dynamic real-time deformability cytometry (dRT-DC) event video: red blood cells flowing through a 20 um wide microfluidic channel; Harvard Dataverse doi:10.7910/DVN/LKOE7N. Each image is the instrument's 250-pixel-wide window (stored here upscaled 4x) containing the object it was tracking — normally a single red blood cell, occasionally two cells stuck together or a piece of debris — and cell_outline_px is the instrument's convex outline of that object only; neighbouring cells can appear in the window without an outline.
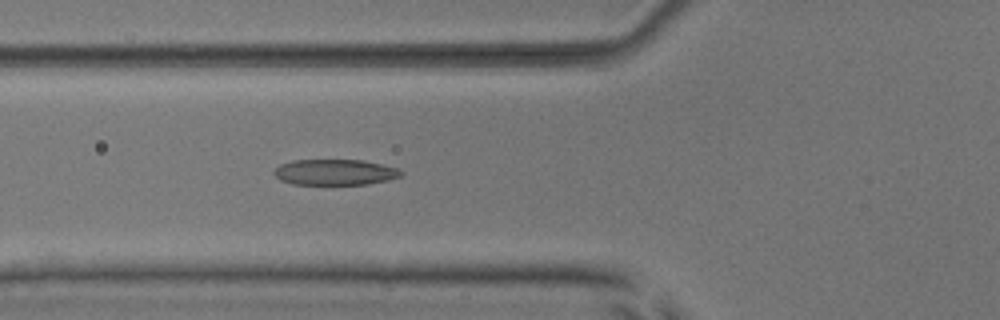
{"species": "common noctule bat (a hibernating species)", "species_latin": "Nyctalus noctula", "temperature_condition": "room temperature", "stored_images_in_passage": 53, "camera_frame_rate_fps": 3000, "um_per_image_px": 0.085, "animal": {"sex": "male", "body_mass_g": 17.9, "forearm_length_mm": 54.2}, "frame": {"image": 1, "passage_image": 20, "time_ms": 6.333, "image_size_px": [1000, 320], "cell_outline_px": [[404, 172], [400, 176], [388, 180], [368, 184], [292, 184], [280, 180], [272, 172], [280, 164], [292, 160], [364, 160], [396, 168]], "centroid_in_image_um": [28.45, 14.63], "position_along_channel_um": 97.4, "area_um2": 19.02}}
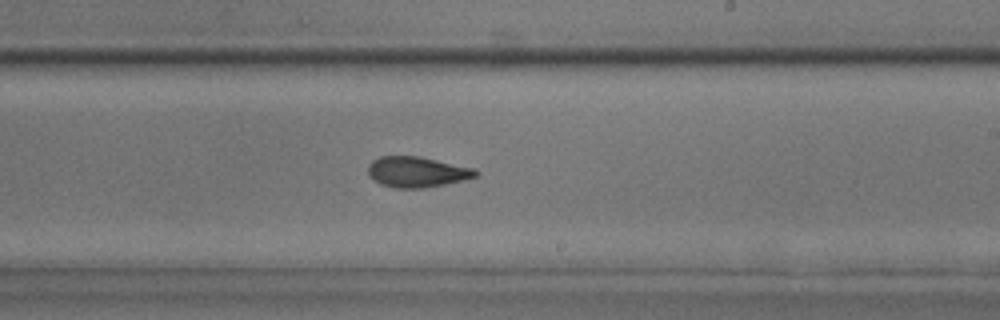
{"frame": {"image": 2, "passage_image": 32, "time_ms": 10.333, "image_size_px": [1000, 320], "cell_outline_px": [[480, 172], [476, 176], [464, 180], [444, 184], [420, 188], [396, 188], [380, 184], [368, 176], [368, 164], [372, 160], [380, 156], [420, 156], [472, 168]], "centroid_in_image_um": [35.39, 14.61], "position_along_channel_um": 253.6, "area_um2": 19.13}}
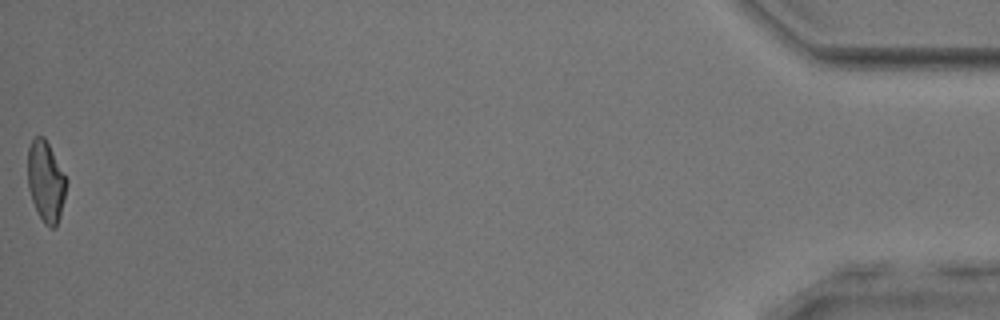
{"frame": {"image": 3, "passage_image": 53, "time_ms": 17.333, "image_size_px": [1000, 320], "cell_outline_px": [[68, 180], [60, 216], [56, 228], [48, 228], [44, 224], [32, 200], [28, 188], [28, 148], [32, 140], [36, 136], [44, 136]], "centroid_in_image_um": [3.9, 15.43], "position_along_channel_um": 431.3, "area_um2": 18.15}, "authors_computed_cell_mechanics": {"area_um2": 19.363, "velocity_mm_per_s": 3.9131, "shape_relaxation_time_tau1_ms": 2.979, "shape_relaxation_time_tau2_ms": 2.7104, "deformation_change_tau1": 0.1347, "deformation_change_tau2": 0.1096}}